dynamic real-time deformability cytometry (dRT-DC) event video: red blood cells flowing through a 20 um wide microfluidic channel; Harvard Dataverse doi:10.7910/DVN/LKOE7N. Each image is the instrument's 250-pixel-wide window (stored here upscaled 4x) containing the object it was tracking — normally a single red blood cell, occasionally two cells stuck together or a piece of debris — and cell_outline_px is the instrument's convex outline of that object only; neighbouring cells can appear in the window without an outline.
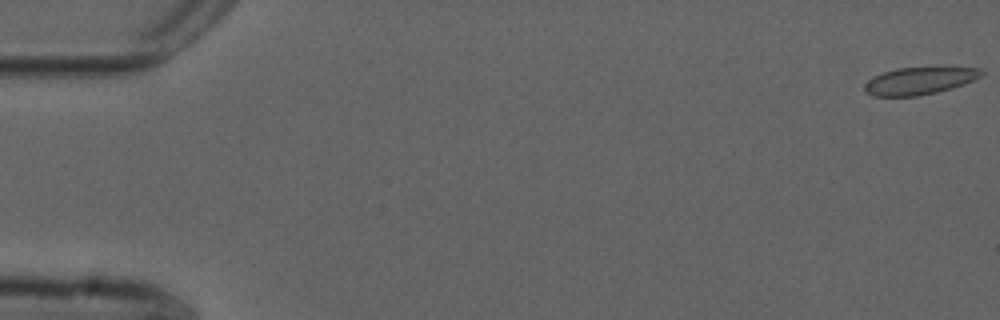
{"species": "common noctule bat (a hibernating species)", "species_latin": "Nyctalus noctula", "temperature_condition": "cold", "stored_images_in_passage": 49, "camera_frame_rate_fps": 3000, "um_per_image_px": 0.085, "animal": {"sex": "male", "forearm_length_mm": 52.5}, "frame": {"image": 1, "passage_image": 1, "time_ms": 0.0, "image_size_px": [1000, 320], "cell_outline_px": [[984, 72], [980, 76], [964, 84], [952, 88], [936, 92], [916, 96], [872, 96], [864, 92], [864, 84], [872, 76], [896, 68], [980, 68]], "centroid_in_image_um": [78.08, 6.88], "position_along_channel_um": 6.9, "area_um2": 18.38}}
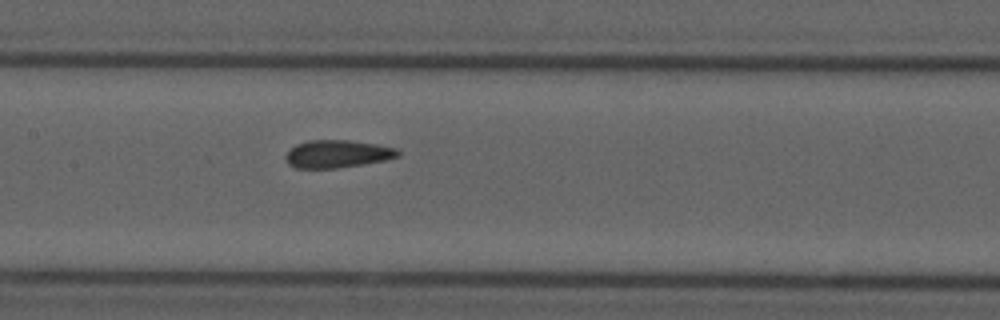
{"frame": {"image": 2, "passage_image": 27, "time_ms": 8.667, "image_size_px": [1000, 320], "cell_outline_px": [[400, 156], [384, 160], [364, 164], [336, 168], [296, 168], [288, 164], [284, 156], [296, 144], [308, 140], [348, 140], [376, 144], [396, 148], [400, 152]], "centroid_in_image_um": [28.67, 13.08], "position_along_channel_um": 178.7, "area_um2": 18.09}}
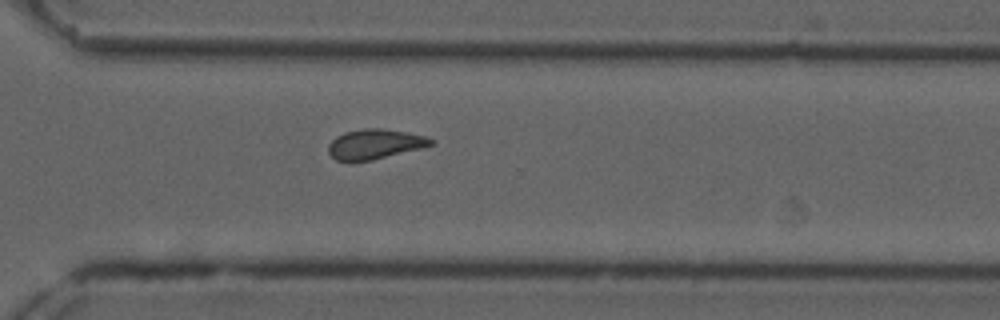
{"frame": {"image": 3, "passage_image": 40, "time_ms": 13.0, "image_size_px": [1000, 320], "cell_outline_px": [[436, 144], [372, 160], [336, 160], [328, 152], [328, 144], [336, 136], [344, 132], [364, 128], [380, 128], [404, 132], [424, 136], [436, 140]], "centroid_in_image_um": [31.86, 12.23], "position_along_channel_um": 338.7, "area_um2": 17.63}}